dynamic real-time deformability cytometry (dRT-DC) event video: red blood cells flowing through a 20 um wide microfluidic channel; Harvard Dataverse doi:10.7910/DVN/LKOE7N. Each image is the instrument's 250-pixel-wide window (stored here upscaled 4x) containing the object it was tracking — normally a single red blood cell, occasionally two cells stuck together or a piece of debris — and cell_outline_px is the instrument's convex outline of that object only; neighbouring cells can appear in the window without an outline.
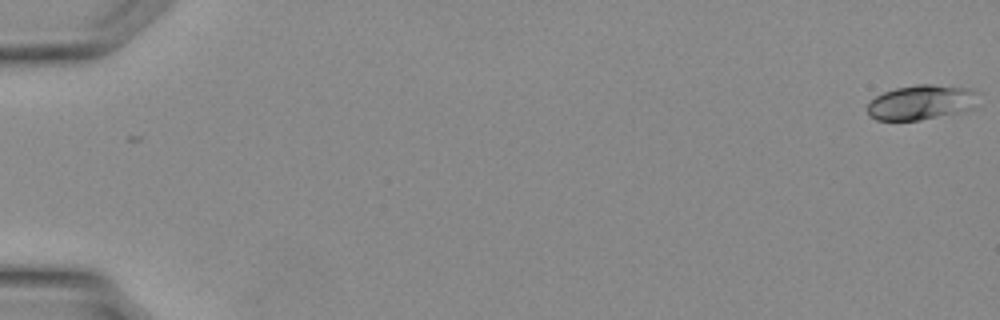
{"species": "Egyptian fruit bat (a non-hibernating species)", "species_latin": "Rousettus aegyptiacus", "temperature_condition": "warm", "stored_images_in_passage": 22, "camera_frame_rate_fps": 3000, "um_per_image_px": 0.085, "animal": {"sex": "female"}, "frame": {"image": 1, "passage_image": 1, "time_ms": 0.0, "image_size_px": [1000, 320], "cell_outline_px": [[980, 92], [972, 108], [960, 112], [920, 120], [876, 120], [868, 116], [868, 104], [876, 96], [884, 92], [896, 88], [916, 84], [932, 84], [972, 88]], "centroid_in_image_um": [78.32, 8.69], "position_along_channel_um": 6.7, "area_um2": 22.6}}
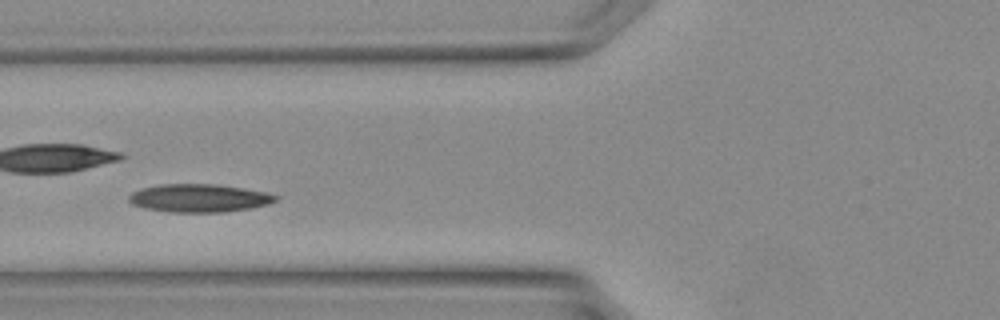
{"frame": {"image": 2, "passage_image": 16, "time_ms": 5.0, "image_size_px": [1000, 320], "cell_outline_px": [[280, 196], [276, 200], [268, 204], [248, 208], [224, 212], [168, 212], [144, 208], [132, 204], [128, 200], [128, 196], [132, 192], [144, 188], [160, 184], [212, 184], [240, 188], [264, 192]], "centroid_in_image_um": [16.88, 16.84], "position_along_channel_um": 108.9, "area_um2": 23.76}}